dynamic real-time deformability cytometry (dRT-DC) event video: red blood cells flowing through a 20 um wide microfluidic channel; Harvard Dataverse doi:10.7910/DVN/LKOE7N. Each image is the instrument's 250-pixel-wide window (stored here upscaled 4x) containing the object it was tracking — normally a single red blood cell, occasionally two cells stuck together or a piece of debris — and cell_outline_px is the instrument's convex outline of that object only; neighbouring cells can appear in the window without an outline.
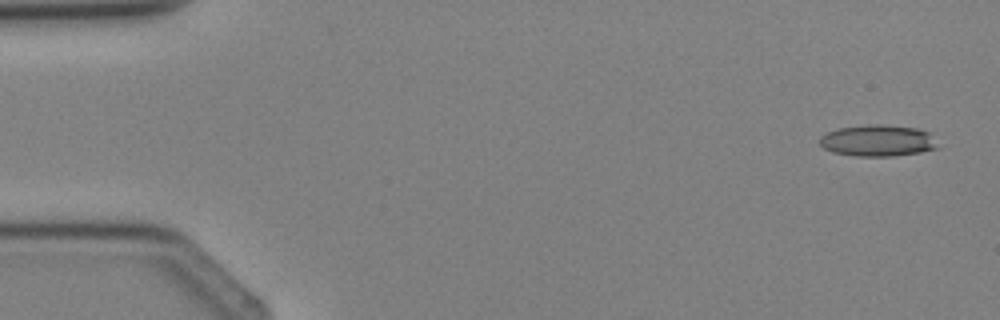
{"species": "Egyptian fruit bat (a non-hibernating species)", "species_latin": "Rousettus aegyptiacus", "temperature_condition": "cold", "stored_images_in_passage": 3, "camera_frame_rate_fps": 3000, "um_per_image_px": 0.085, "animal": {"sex": "female"}, "frame": {"image": 1, "passage_image": 1, "time_ms": 0.0, "image_size_px": [1000, 320], "cell_outline_px": [[940, 148], [920, 152], [892, 156], [856, 156], [832, 152], [824, 148], [820, 144], [820, 136], [828, 132], [840, 128], [868, 124], [880, 124], [916, 128], [928, 132]], "centroid_in_image_um": [74.6, 11.95], "position_along_channel_um": 10.4, "area_um2": 21.56}}